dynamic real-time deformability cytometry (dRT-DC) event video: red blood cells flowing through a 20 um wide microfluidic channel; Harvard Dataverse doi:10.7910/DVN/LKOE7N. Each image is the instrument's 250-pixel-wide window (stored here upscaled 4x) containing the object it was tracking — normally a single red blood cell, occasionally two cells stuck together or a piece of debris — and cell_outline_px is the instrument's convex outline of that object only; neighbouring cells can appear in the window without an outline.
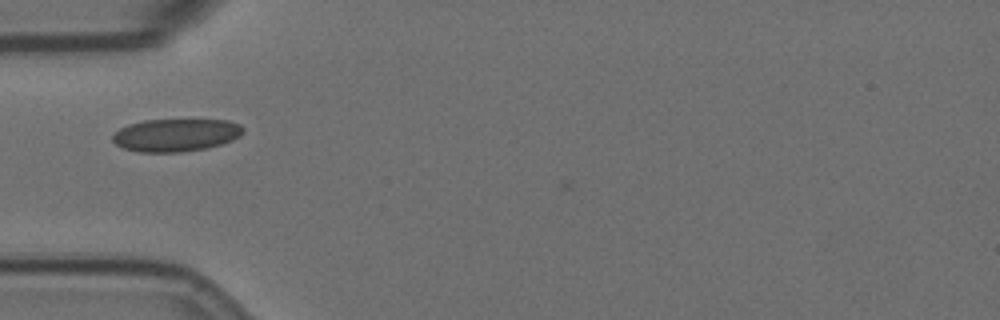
{"species": "Egyptian fruit bat (a non-hibernating species)", "species_latin": "Rousettus aegyptiacus", "temperature_condition": "room temperature", "stored_images_in_passage": 32, "camera_frame_rate_fps": 3000, "um_per_image_px": 0.085, "animal": {"sex": "female"}, "frame": {"image": 1, "passage_image": 1, "time_ms": 0.0, "image_size_px": [1000, 320], "cell_outline_px": [[244, 132], [240, 136], [232, 140], [208, 148], [180, 152], [136, 152], [124, 148], [116, 144], [112, 140], [112, 136], [120, 128], [128, 124], [144, 120], [228, 120], [240, 124], [244, 128]], "centroid_in_image_um": [14.96, 11.48], "position_along_channel_um": 70.0, "area_um2": 24.97}}
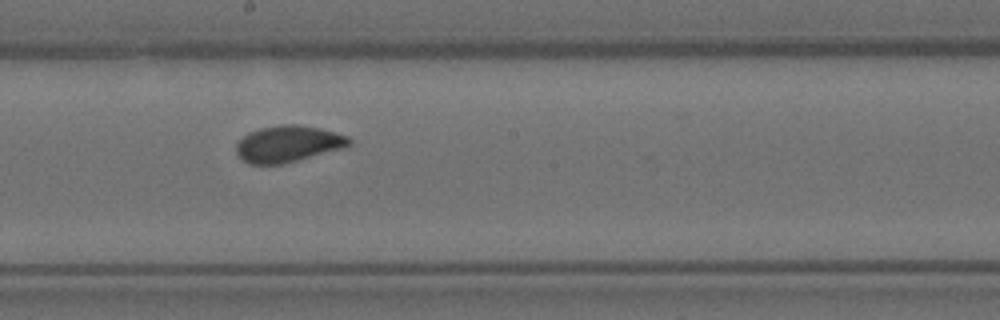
{"frame": {"image": 2, "passage_image": 14, "time_ms": 4.333, "image_size_px": [1000, 320], "cell_outline_px": [[352, 144], [340, 148], [284, 164], [248, 164], [236, 152], [236, 144], [248, 132], [260, 128], [280, 124], [296, 124], [320, 128], [348, 136], [352, 140]], "centroid_in_image_um": [24.47, 12.22], "position_along_channel_um": 223.7, "area_um2": 23.81}}
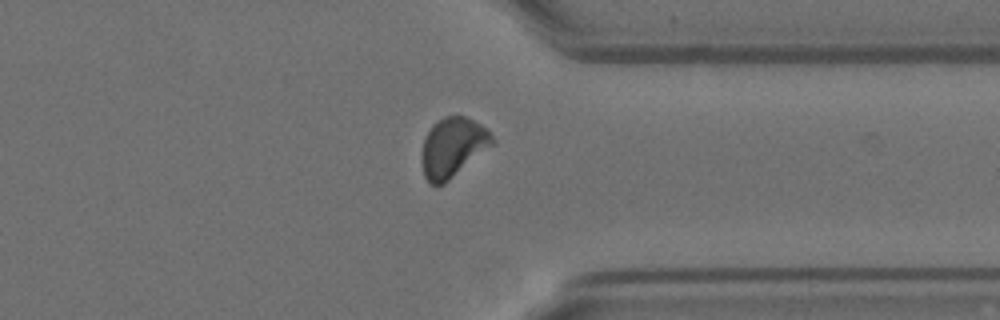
{"frame": {"image": 3, "passage_image": 27, "time_ms": 8.667, "image_size_px": [1000, 320], "cell_outline_px": [[496, 144], [444, 184], [432, 184], [424, 176], [424, 140], [428, 132], [444, 116], [464, 116], [480, 124], [496, 140]], "centroid_in_image_um": [38.57, 12.53], "position_along_channel_um": 372.8, "area_um2": 23.81}}